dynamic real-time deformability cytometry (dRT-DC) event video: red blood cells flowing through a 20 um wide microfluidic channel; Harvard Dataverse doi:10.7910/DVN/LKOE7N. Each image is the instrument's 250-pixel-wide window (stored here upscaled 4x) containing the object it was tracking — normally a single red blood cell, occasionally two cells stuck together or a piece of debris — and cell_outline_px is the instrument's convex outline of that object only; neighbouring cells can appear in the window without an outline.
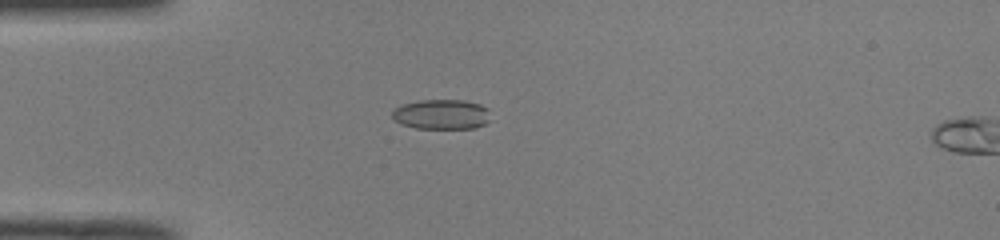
{"species": "common noctule bat (a hibernating species)", "species_latin": "Nyctalus noctula", "temperature_condition": "room temperature", "stored_images_in_passage": 9, "segment_of_instrument_passage": [1, 2], "camera_frame_rate_fps": 3000, "um_per_image_px": 0.085, "animal": {"sex": "male", "body_mass_g": 19.0, "forearm_length_mm": 50.8}, "frame": {"image": 1, "passage_image": 7, "time_ms": 2.0, "image_size_px": [1000, 240], "cell_outline_px": [[488, 120], [484, 124], [476, 128], [416, 128], [400, 124], [392, 116], [392, 112], [400, 104], [420, 100], [464, 100], [480, 104], [488, 108]], "centroid_in_image_um": [37.51, 9.71], "position_along_channel_um": 47.5, "area_um2": 17.11}}